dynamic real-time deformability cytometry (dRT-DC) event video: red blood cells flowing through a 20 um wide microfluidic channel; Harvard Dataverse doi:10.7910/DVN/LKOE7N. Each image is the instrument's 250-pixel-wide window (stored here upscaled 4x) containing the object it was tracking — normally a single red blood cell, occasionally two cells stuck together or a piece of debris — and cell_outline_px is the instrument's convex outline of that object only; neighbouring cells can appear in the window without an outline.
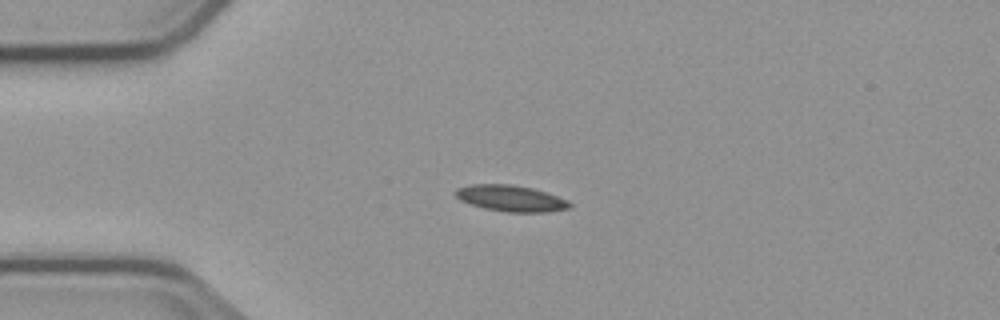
{"species": "common noctule bat (a hibernating species)", "species_latin": "Nyctalus noctula", "temperature_condition": "cold", "stored_images_in_passage": 4, "camera_frame_rate_fps": 3000, "um_per_image_px": 0.085, "animal": {"sex": "male", "body_mass_g": 23.1, "forearm_length_mm": 52.7}, "frame": {"image": 1, "passage_image": 3, "time_ms": 2.333, "image_size_px": [1000, 320], "cell_outline_px": [[572, 204], [568, 208], [544, 212], [508, 212], [484, 208], [460, 200], [452, 192], [456, 188], [472, 184], [508, 184], [532, 188], [568, 200]], "centroid_in_image_um": [43.37, 16.85], "position_along_channel_um": 41.6, "area_um2": 17.22}}